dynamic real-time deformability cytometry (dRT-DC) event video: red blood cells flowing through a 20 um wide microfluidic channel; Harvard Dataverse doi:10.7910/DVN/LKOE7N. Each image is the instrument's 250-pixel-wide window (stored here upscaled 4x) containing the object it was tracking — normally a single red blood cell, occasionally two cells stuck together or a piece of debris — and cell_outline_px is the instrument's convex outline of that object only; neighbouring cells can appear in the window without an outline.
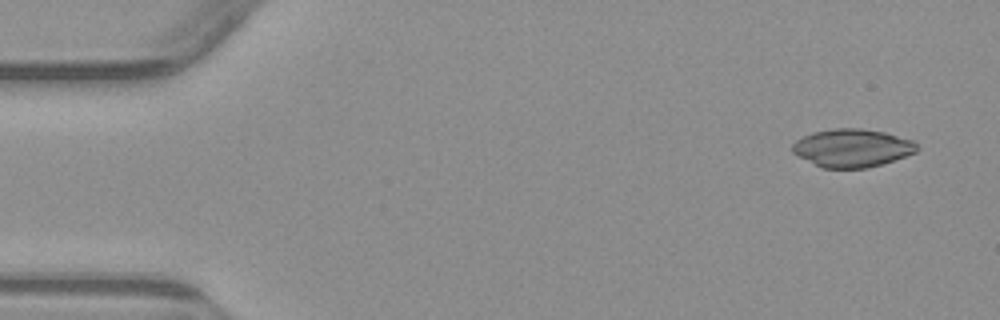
{"species": "common noctule bat (a hibernating species)", "species_latin": "Nyctalus noctula", "temperature_condition": "warm", "stored_images_in_passage": 4, "camera_frame_rate_fps": 3000, "um_per_image_px": 0.085, "animal": {"sex": "male", "body_mass_g": 23.1, "forearm_length_mm": 52.7}, "frame": {"image": 1, "passage_image": 1, "time_ms": 0.0, "image_size_px": [1000, 320], "cell_outline_px": [[920, 148], [916, 152], [868, 168], [820, 168], [796, 156], [792, 152], [792, 144], [796, 140], [812, 132], [836, 128], [860, 128], [884, 132], [912, 140]], "centroid_in_image_um": [72.38, 12.58], "position_along_channel_um": 12.6, "area_um2": 27.69}}